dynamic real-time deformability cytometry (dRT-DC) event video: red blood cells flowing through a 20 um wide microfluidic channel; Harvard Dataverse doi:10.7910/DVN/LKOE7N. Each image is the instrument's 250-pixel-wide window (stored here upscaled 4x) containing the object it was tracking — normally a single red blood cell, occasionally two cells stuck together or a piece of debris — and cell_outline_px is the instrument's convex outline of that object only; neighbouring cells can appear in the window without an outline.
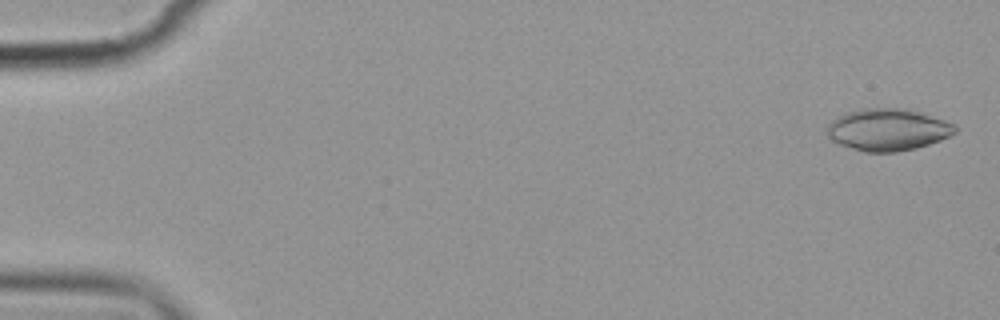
{"species": "common noctule bat (a hibernating species)", "species_latin": "Nyctalus noctula", "temperature_condition": "cold", "stored_images_in_passage": 7, "camera_frame_rate_fps": 3000, "um_per_image_px": 0.085, "animal": {"sex": "female", "body_mass_g": 19.9}, "frame": {"image": 1, "passage_image": 1, "time_ms": 0.0, "image_size_px": [1000, 320], "cell_outline_px": [[956, 132], [940, 140], [916, 148], [896, 152], [864, 152], [840, 144], [832, 140], [828, 136], [828, 124], [836, 116], [848, 112], [864, 108], [904, 108], [944, 120], [956, 124]], "centroid_in_image_um": [75.45, 11.02], "position_along_channel_um": 9.5, "area_um2": 31.1}}
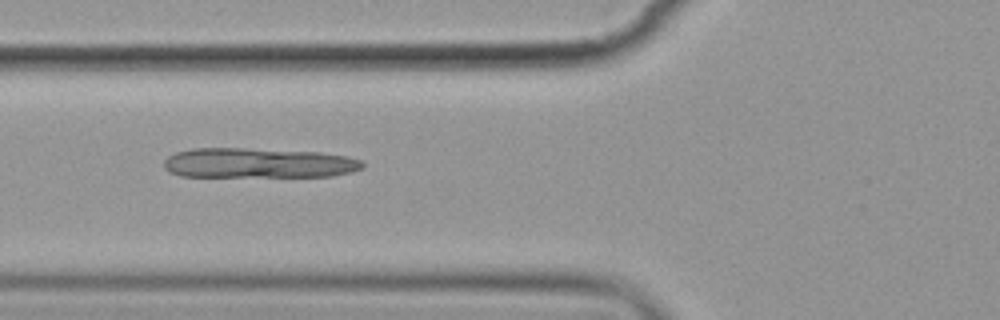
{"frame": {"image": 2, "passage_image": 6, "time_ms": 6.667, "image_size_px": [1000, 320], "cell_outline_px": [[364, 168], [352, 172], [332, 176], [180, 176], [168, 172], [164, 168], [164, 160], [168, 156], [176, 152], [192, 148], [244, 148], [320, 152], [348, 156], [360, 160], [364, 164]], "centroid_in_image_um": [21.96, 13.85], "position_along_channel_um": 103.8, "area_um2": 34.85}}
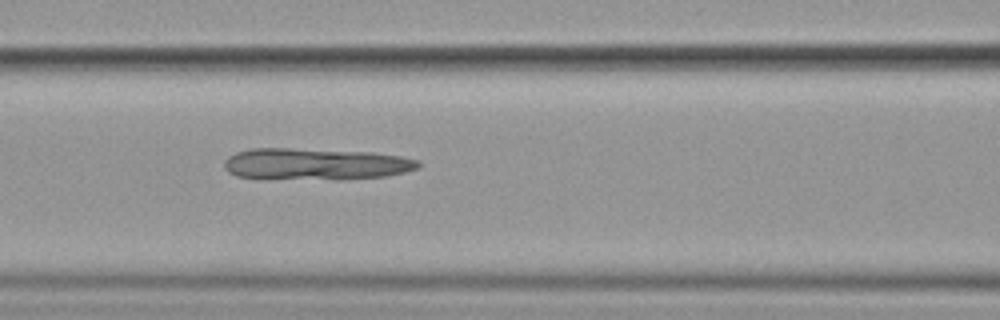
{"frame": {"image": 3, "passage_image": 7, "time_ms": 7.667, "image_size_px": [1000, 320], "cell_outline_px": [[420, 164], [416, 168], [404, 172], [384, 176], [340, 180], [336, 180], [236, 176], [228, 172], [224, 168], [224, 160], [228, 156], [236, 152], [252, 148], [292, 148], [372, 152], [400, 156], [416, 160]], "centroid_in_image_um": [26.79, 13.93], "position_along_channel_um": 139.8, "area_um2": 35.66}}